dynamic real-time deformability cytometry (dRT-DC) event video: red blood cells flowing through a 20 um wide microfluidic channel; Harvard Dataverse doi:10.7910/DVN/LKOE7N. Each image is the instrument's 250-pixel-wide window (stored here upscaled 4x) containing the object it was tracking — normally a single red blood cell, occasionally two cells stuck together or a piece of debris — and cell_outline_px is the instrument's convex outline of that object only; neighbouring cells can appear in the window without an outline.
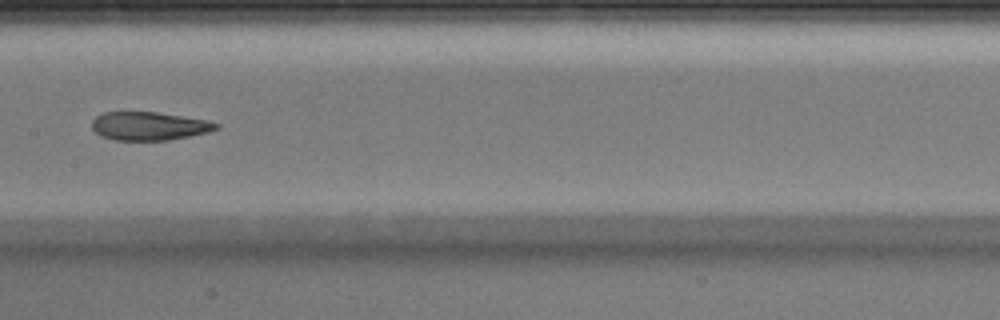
{"species": "Egyptian fruit bat (a non-hibernating species)", "species_latin": "Rousettus aegyptiacus", "temperature_condition": "warm", "stored_images_in_passage": 37, "camera_frame_rate_fps": 3000, "um_per_image_px": 0.085, "animal": {"sex": "male"}, "frame": {"image": 1, "passage_image": 16, "time_ms": 5.0, "image_size_px": [1000, 320], "cell_outline_px": [[220, 128], [208, 132], [168, 140], [116, 140], [100, 136], [92, 128], [92, 120], [96, 116], [104, 112], [156, 112], [208, 120], [220, 124]], "centroid_in_image_um": [12.68, 10.71], "position_along_channel_um": 194.7, "area_um2": 20.52}}